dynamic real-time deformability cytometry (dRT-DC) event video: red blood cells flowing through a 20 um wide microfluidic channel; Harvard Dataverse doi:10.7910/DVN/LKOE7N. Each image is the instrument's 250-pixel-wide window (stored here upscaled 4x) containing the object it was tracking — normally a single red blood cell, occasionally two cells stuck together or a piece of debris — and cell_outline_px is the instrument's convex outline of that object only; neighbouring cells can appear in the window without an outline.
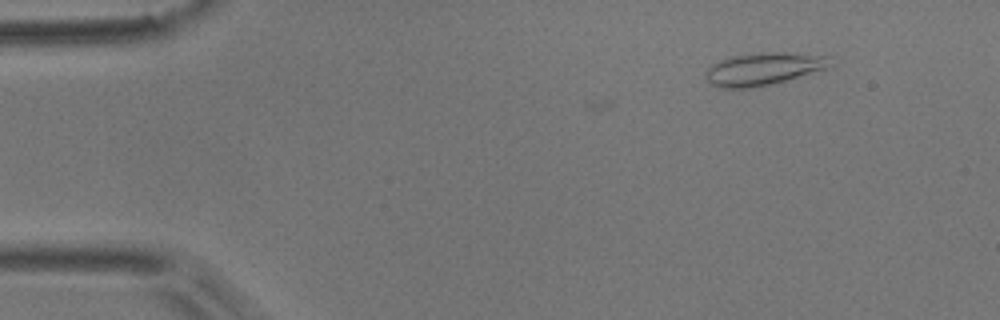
{"species": "common noctule bat (a hibernating species)", "species_latin": "Nyctalus noctula", "temperature_condition": "room temperature", "stored_images_in_passage": 50, "camera_frame_rate_fps": 3000, "um_per_image_px": 0.085, "animal": {"sex": "male", "body_mass_g": 17.9}, "frame": {"image": 1, "passage_image": 2, "time_ms": 0.333, "image_size_px": [1000, 320], "cell_outline_px": [[832, 68], [772, 84], [752, 88], [716, 88], [708, 84], [704, 76], [704, 72], [712, 64], [720, 60], [732, 56], [760, 52], [784, 52], [832, 56]], "centroid_in_image_um": [64.92, 5.86], "position_along_channel_um": 20.1, "area_um2": 24.33}}
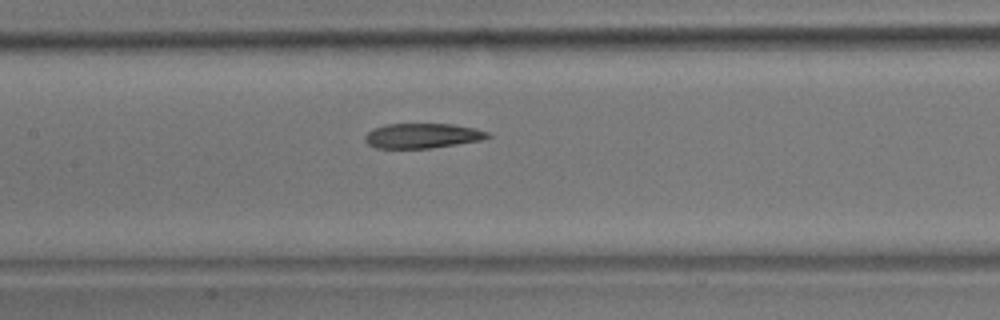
{"frame": {"image": 2, "passage_image": 21, "time_ms": 6.667, "image_size_px": [1000, 320], "cell_outline_px": [[492, 136], [480, 140], [432, 148], [376, 148], [368, 144], [364, 140], [364, 136], [372, 128], [384, 124], [452, 124], [476, 128], [488, 132]], "centroid_in_image_um": [35.87, 11.53], "position_along_channel_um": 171.5, "area_um2": 17.86}}
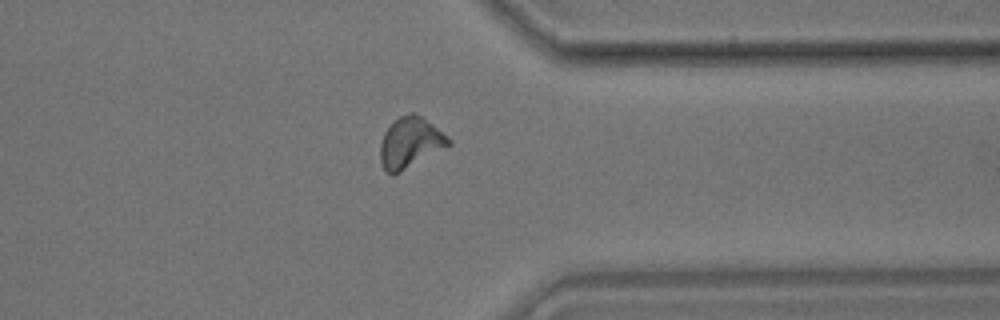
{"frame": {"image": 3, "passage_image": 38, "time_ms": 12.333, "image_size_px": [1000, 320], "cell_outline_px": [[452, 144], [400, 172], [392, 176], [384, 172], [380, 164], [380, 144], [384, 132], [392, 120], [400, 116], [412, 112], [420, 116], [432, 124], [452, 140]], "centroid_in_image_um": [34.82, 12.15], "position_along_channel_um": 376.6, "area_um2": 20.29}, "authors_computed_cell_mechanics": {"area_um2": 19.1318, "velocity_mm_per_s": 3.7079, "shape_relaxation_time_tau1_ms": 6.9663, "shape_relaxation_time_tau2_ms": 2.3907, "deformation_change_tau1": 0.1927, "deformation_change_tau2": 0.0982}}